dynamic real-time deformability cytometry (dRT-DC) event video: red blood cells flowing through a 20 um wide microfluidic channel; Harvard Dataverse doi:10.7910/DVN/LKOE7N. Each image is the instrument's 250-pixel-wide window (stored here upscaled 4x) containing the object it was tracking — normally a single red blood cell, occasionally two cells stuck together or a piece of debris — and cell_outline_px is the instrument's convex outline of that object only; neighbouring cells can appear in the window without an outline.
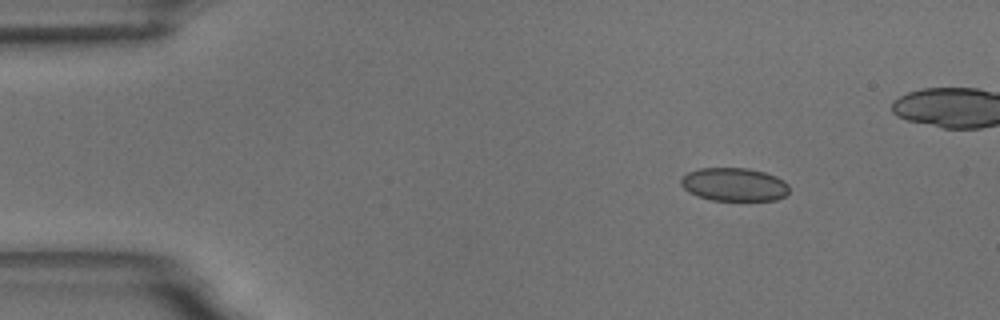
{"species": "common noctule bat (a hibernating species)", "species_latin": "Nyctalus noctula", "temperature_condition": "room temperature", "stored_images_in_passage": 43, "camera_frame_rate_fps": 3000, "um_per_image_px": 0.085, "animal": {"sex": "male", "body_mass_g": 18.8}, "frame": {"image": 1, "passage_image": 1, "time_ms": 0.0, "image_size_px": [1000, 320], "cell_outline_px": [[788, 192], [784, 196], [776, 200], [712, 200], [696, 196], [688, 192], [680, 184], [680, 180], [688, 172], [700, 168], [748, 168], [764, 172], [776, 176], [784, 180], [788, 184]], "centroid_in_image_um": [62.39, 15.68], "position_along_channel_um": 22.6, "area_um2": 21.04}}
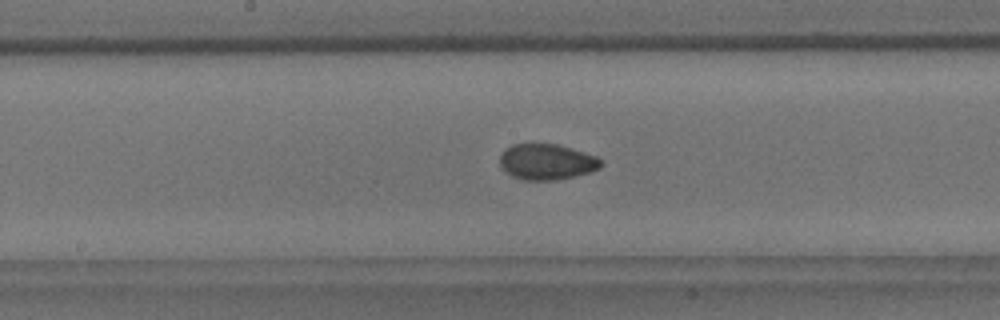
{"frame": {"image": 2, "passage_image": 22, "time_ms": 7.0, "image_size_px": [1000, 320], "cell_outline_px": [[604, 164], [600, 168], [592, 172], [556, 180], [524, 180], [512, 176], [500, 164], [500, 156], [504, 148], [512, 144], [556, 144], [572, 148], [596, 156]], "centroid_in_image_um": [46.49, 13.75], "position_along_channel_um": 201.7, "area_um2": 21.1}}
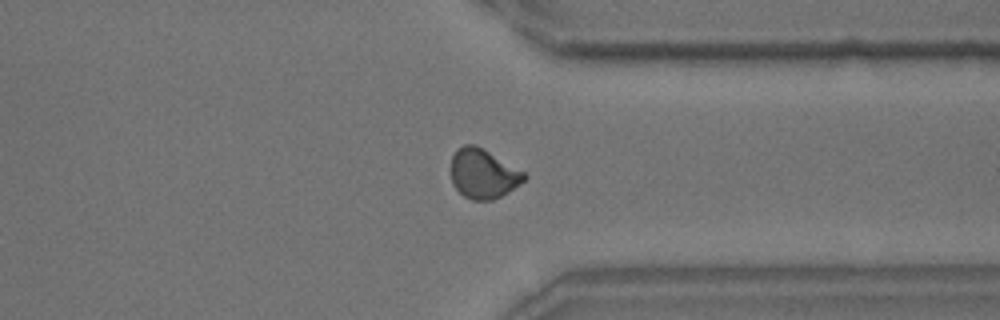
{"frame": {"image": 3, "passage_image": 36, "time_ms": 11.667, "image_size_px": [1000, 320], "cell_outline_px": [[528, 176], [520, 184], [508, 192], [492, 200], [472, 200], [464, 196], [452, 184], [452, 156], [456, 148], [464, 144], [476, 144], [524, 172]], "centroid_in_image_um": [41.06, 14.75], "position_along_channel_um": 370.3, "area_um2": 21.04}}